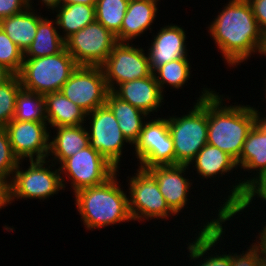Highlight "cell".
Segmentation results:
<instances>
[{"label": "cell", "instance_id": "obj_1", "mask_svg": "<svg viewBox=\"0 0 266 266\" xmlns=\"http://www.w3.org/2000/svg\"><path fill=\"white\" fill-rule=\"evenodd\" d=\"M210 25V33L231 65L248 59L251 52L266 55V36L260 30L247 0H231Z\"/></svg>", "mask_w": 266, "mask_h": 266}, {"label": "cell", "instance_id": "obj_2", "mask_svg": "<svg viewBox=\"0 0 266 266\" xmlns=\"http://www.w3.org/2000/svg\"><path fill=\"white\" fill-rule=\"evenodd\" d=\"M221 103L213 91L207 95V143L237 161L249 131L258 120V111L250 106L222 107Z\"/></svg>", "mask_w": 266, "mask_h": 266}, {"label": "cell", "instance_id": "obj_3", "mask_svg": "<svg viewBox=\"0 0 266 266\" xmlns=\"http://www.w3.org/2000/svg\"><path fill=\"white\" fill-rule=\"evenodd\" d=\"M115 178L116 173L104 184L75 193L76 205L87 229L132 220L128 198Z\"/></svg>", "mask_w": 266, "mask_h": 266}, {"label": "cell", "instance_id": "obj_4", "mask_svg": "<svg viewBox=\"0 0 266 266\" xmlns=\"http://www.w3.org/2000/svg\"><path fill=\"white\" fill-rule=\"evenodd\" d=\"M233 187L235 188L231 190V195L219 209L217 220H212L206 226L204 225L195 242L189 244L187 249L190 251L191 259L203 257L210 248L215 246L214 244L219 241L223 234L221 223L248 207L256 194L266 200V173L260 177L239 182Z\"/></svg>", "mask_w": 266, "mask_h": 266}, {"label": "cell", "instance_id": "obj_5", "mask_svg": "<svg viewBox=\"0 0 266 266\" xmlns=\"http://www.w3.org/2000/svg\"><path fill=\"white\" fill-rule=\"evenodd\" d=\"M24 57L17 74L23 89L46 95L60 91L72 72L78 67L66 48L61 52L40 58Z\"/></svg>", "mask_w": 266, "mask_h": 266}, {"label": "cell", "instance_id": "obj_6", "mask_svg": "<svg viewBox=\"0 0 266 266\" xmlns=\"http://www.w3.org/2000/svg\"><path fill=\"white\" fill-rule=\"evenodd\" d=\"M194 109L181 118H169L168 126L173 138L175 165H189L198 152L207 144L208 89L203 91Z\"/></svg>", "mask_w": 266, "mask_h": 266}, {"label": "cell", "instance_id": "obj_7", "mask_svg": "<svg viewBox=\"0 0 266 266\" xmlns=\"http://www.w3.org/2000/svg\"><path fill=\"white\" fill-rule=\"evenodd\" d=\"M45 163V159L30 160L26 171H20L18 163L14 178L7 185L8 203L15 197L45 199L65 187L60 170L50 171L43 167Z\"/></svg>", "mask_w": 266, "mask_h": 266}, {"label": "cell", "instance_id": "obj_8", "mask_svg": "<svg viewBox=\"0 0 266 266\" xmlns=\"http://www.w3.org/2000/svg\"><path fill=\"white\" fill-rule=\"evenodd\" d=\"M60 91L89 113L106 105L109 89L101 66L78 65Z\"/></svg>", "mask_w": 266, "mask_h": 266}, {"label": "cell", "instance_id": "obj_9", "mask_svg": "<svg viewBox=\"0 0 266 266\" xmlns=\"http://www.w3.org/2000/svg\"><path fill=\"white\" fill-rule=\"evenodd\" d=\"M116 43V36L95 20L68 37L65 48L78 65L101 66Z\"/></svg>", "mask_w": 266, "mask_h": 266}, {"label": "cell", "instance_id": "obj_10", "mask_svg": "<svg viewBox=\"0 0 266 266\" xmlns=\"http://www.w3.org/2000/svg\"><path fill=\"white\" fill-rule=\"evenodd\" d=\"M134 145L140 168L144 170L158 165H175L168 119L158 118L145 123Z\"/></svg>", "mask_w": 266, "mask_h": 266}, {"label": "cell", "instance_id": "obj_11", "mask_svg": "<svg viewBox=\"0 0 266 266\" xmlns=\"http://www.w3.org/2000/svg\"><path fill=\"white\" fill-rule=\"evenodd\" d=\"M61 164L59 170L65 171L69 178L71 177L75 193L84 188L104 184L118 171L90 145L65 159Z\"/></svg>", "mask_w": 266, "mask_h": 266}, {"label": "cell", "instance_id": "obj_12", "mask_svg": "<svg viewBox=\"0 0 266 266\" xmlns=\"http://www.w3.org/2000/svg\"><path fill=\"white\" fill-rule=\"evenodd\" d=\"M106 84L109 91L115 89L114 81L117 85L150 76L151 71L148 55L145 56L144 50L117 42L107 57V60L101 65Z\"/></svg>", "mask_w": 266, "mask_h": 266}, {"label": "cell", "instance_id": "obj_13", "mask_svg": "<svg viewBox=\"0 0 266 266\" xmlns=\"http://www.w3.org/2000/svg\"><path fill=\"white\" fill-rule=\"evenodd\" d=\"M135 177L130 179L129 212L132 220L140 218H167L168 213L176 214L167 204L160 192L155 178L147 171L139 168Z\"/></svg>", "mask_w": 266, "mask_h": 266}, {"label": "cell", "instance_id": "obj_14", "mask_svg": "<svg viewBox=\"0 0 266 266\" xmlns=\"http://www.w3.org/2000/svg\"><path fill=\"white\" fill-rule=\"evenodd\" d=\"M92 115L89 145L98 151L116 169L120 161L124 141L129 142L123 135L114 113L107 106H101L86 115Z\"/></svg>", "mask_w": 266, "mask_h": 266}, {"label": "cell", "instance_id": "obj_15", "mask_svg": "<svg viewBox=\"0 0 266 266\" xmlns=\"http://www.w3.org/2000/svg\"><path fill=\"white\" fill-rule=\"evenodd\" d=\"M46 123L12 120L4 128L14 155L19 161L25 157L44 160L49 153V133Z\"/></svg>", "mask_w": 266, "mask_h": 266}, {"label": "cell", "instance_id": "obj_16", "mask_svg": "<svg viewBox=\"0 0 266 266\" xmlns=\"http://www.w3.org/2000/svg\"><path fill=\"white\" fill-rule=\"evenodd\" d=\"M189 165H158L147 169L155 178L159 189L168 206L177 214L187 202V192L190 188L189 181L182 173Z\"/></svg>", "mask_w": 266, "mask_h": 266}, {"label": "cell", "instance_id": "obj_17", "mask_svg": "<svg viewBox=\"0 0 266 266\" xmlns=\"http://www.w3.org/2000/svg\"><path fill=\"white\" fill-rule=\"evenodd\" d=\"M118 86L119 90L114 89L112 92L147 115L161 106L163 95L153 73L148 77L124 82Z\"/></svg>", "mask_w": 266, "mask_h": 266}, {"label": "cell", "instance_id": "obj_18", "mask_svg": "<svg viewBox=\"0 0 266 266\" xmlns=\"http://www.w3.org/2000/svg\"><path fill=\"white\" fill-rule=\"evenodd\" d=\"M185 32L175 25H168L160 30L149 49L151 71L170 61L186 57Z\"/></svg>", "mask_w": 266, "mask_h": 266}, {"label": "cell", "instance_id": "obj_19", "mask_svg": "<svg viewBox=\"0 0 266 266\" xmlns=\"http://www.w3.org/2000/svg\"><path fill=\"white\" fill-rule=\"evenodd\" d=\"M155 0H129L128 9L122 21L120 33L116 36L117 42L135 39L146 31L153 23L157 7Z\"/></svg>", "mask_w": 266, "mask_h": 266}, {"label": "cell", "instance_id": "obj_20", "mask_svg": "<svg viewBox=\"0 0 266 266\" xmlns=\"http://www.w3.org/2000/svg\"><path fill=\"white\" fill-rule=\"evenodd\" d=\"M44 101L46 119L53 127L78 126L84 123L87 113L61 91L44 95Z\"/></svg>", "mask_w": 266, "mask_h": 266}, {"label": "cell", "instance_id": "obj_21", "mask_svg": "<svg viewBox=\"0 0 266 266\" xmlns=\"http://www.w3.org/2000/svg\"><path fill=\"white\" fill-rule=\"evenodd\" d=\"M244 169H259L258 177L266 173V123L260 120L249 131L236 165Z\"/></svg>", "mask_w": 266, "mask_h": 266}, {"label": "cell", "instance_id": "obj_22", "mask_svg": "<svg viewBox=\"0 0 266 266\" xmlns=\"http://www.w3.org/2000/svg\"><path fill=\"white\" fill-rule=\"evenodd\" d=\"M30 10L32 9L28 7L18 14L0 20V27L23 53L33 42L38 22L42 19L41 16H35Z\"/></svg>", "mask_w": 266, "mask_h": 266}, {"label": "cell", "instance_id": "obj_23", "mask_svg": "<svg viewBox=\"0 0 266 266\" xmlns=\"http://www.w3.org/2000/svg\"><path fill=\"white\" fill-rule=\"evenodd\" d=\"M106 105L114 113L118 125L129 144H134L144 126L143 116H147V114L122 100L112 91L108 92Z\"/></svg>", "mask_w": 266, "mask_h": 266}, {"label": "cell", "instance_id": "obj_24", "mask_svg": "<svg viewBox=\"0 0 266 266\" xmlns=\"http://www.w3.org/2000/svg\"><path fill=\"white\" fill-rule=\"evenodd\" d=\"M57 129V136L49 142V153L54 154L60 163L89 146L88 131L82 125L61 126Z\"/></svg>", "mask_w": 266, "mask_h": 266}, {"label": "cell", "instance_id": "obj_25", "mask_svg": "<svg viewBox=\"0 0 266 266\" xmlns=\"http://www.w3.org/2000/svg\"><path fill=\"white\" fill-rule=\"evenodd\" d=\"M52 23L53 21L44 18L38 22L36 36L24 52V57L40 58L51 56L65 48V40L58 34Z\"/></svg>", "mask_w": 266, "mask_h": 266}, {"label": "cell", "instance_id": "obj_26", "mask_svg": "<svg viewBox=\"0 0 266 266\" xmlns=\"http://www.w3.org/2000/svg\"><path fill=\"white\" fill-rule=\"evenodd\" d=\"M60 9L55 24L66 31L64 40L96 20L95 5L63 4Z\"/></svg>", "mask_w": 266, "mask_h": 266}, {"label": "cell", "instance_id": "obj_27", "mask_svg": "<svg viewBox=\"0 0 266 266\" xmlns=\"http://www.w3.org/2000/svg\"><path fill=\"white\" fill-rule=\"evenodd\" d=\"M195 160V166L202 178H208L217 175L219 172L224 174L236 167V161L227 153L218 147L209 145L208 143L198 152Z\"/></svg>", "mask_w": 266, "mask_h": 266}, {"label": "cell", "instance_id": "obj_28", "mask_svg": "<svg viewBox=\"0 0 266 266\" xmlns=\"http://www.w3.org/2000/svg\"><path fill=\"white\" fill-rule=\"evenodd\" d=\"M13 120L46 123L44 95L20 89Z\"/></svg>", "mask_w": 266, "mask_h": 266}, {"label": "cell", "instance_id": "obj_29", "mask_svg": "<svg viewBox=\"0 0 266 266\" xmlns=\"http://www.w3.org/2000/svg\"><path fill=\"white\" fill-rule=\"evenodd\" d=\"M128 5L129 0H96V21L117 36L120 33Z\"/></svg>", "mask_w": 266, "mask_h": 266}, {"label": "cell", "instance_id": "obj_30", "mask_svg": "<svg viewBox=\"0 0 266 266\" xmlns=\"http://www.w3.org/2000/svg\"><path fill=\"white\" fill-rule=\"evenodd\" d=\"M188 62L187 57L179 58L161 65L154 70L153 74L161 92L165 83H168L169 85H172L173 88L175 87L177 89L185 84L190 75V66ZM155 72L160 76H156Z\"/></svg>", "mask_w": 266, "mask_h": 266}, {"label": "cell", "instance_id": "obj_31", "mask_svg": "<svg viewBox=\"0 0 266 266\" xmlns=\"http://www.w3.org/2000/svg\"><path fill=\"white\" fill-rule=\"evenodd\" d=\"M22 88L18 75L0 84V127H5L15 115L17 94Z\"/></svg>", "mask_w": 266, "mask_h": 266}, {"label": "cell", "instance_id": "obj_32", "mask_svg": "<svg viewBox=\"0 0 266 266\" xmlns=\"http://www.w3.org/2000/svg\"><path fill=\"white\" fill-rule=\"evenodd\" d=\"M23 61V51L12 42L0 27V64L5 65L17 75L21 70Z\"/></svg>", "mask_w": 266, "mask_h": 266}, {"label": "cell", "instance_id": "obj_33", "mask_svg": "<svg viewBox=\"0 0 266 266\" xmlns=\"http://www.w3.org/2000/svg\"><path fill=\"white\" fill-rule=\"evenodd\" d=\"M19 162L12 151L5 128L0 127V180L6 185L9 183L6 178L13 174Z\"/></svg>", "mask_w": 266, "mask_h": 266}, {"label": "cell", "instance_id": "obj_34", "mask_svg": "<svg viewBox=\"0 0 266 266\" xmlns=\"http://www.w3.org/2000/svg\"><path fill=\"white\" fill-rule=\"evenodd\" d=\"M260 258L261 254L258 248L254 245L245 254L231 255V266H257Z\"/></svg>", "mask_w": 266, "mask_h": 266}, {"label": "cell", "instance_id": "obj_35", "mask_svg": "<svg viewBox=\"0 0 266 266\" xmlns=\"http://www.w3.org/2000/svg\"><path fill=\"white\" fill-rule=\"evenodd\" d=\"M28 8L26 0H0V20Z\"/></svg>", "mask_w": 266, "mask_h": 266}, {"label": "cell", "instance_id": "obj_36", "mask_svg": "<svg viewBox=\"0 0 266 266\" xmlns=\"http://www.w3.org/2000/svg\"><path fill=\"white\" fill-rule=\"evenodd\" d=\"M253 10L260 30L266 36V0H247Z\"/></svg>", "mask_w": 266, "mask_h": 266}, {"label": "cell", "instance_id": "obj_37", "mask_svg": "<svg viewBox=\"0 0 266 266\" xmlns=\"http://www.w3.org/2000/svg\"><path fill=\"white\" fill-rule=\"evenodd\" d=\"M199 266H231V255L208 257V259H205Z\"/></svg>", "mask_w": 266, "mask_h": 266}, {"label": "cell", "instance_id": "obj_38", "mask_svg": "<svg viewBox=\"0 0 266 266\" xmlns=\"http://www.w3.org/2000/svg\"><path fill=\"white\" fill-rule=\"evenodd\" d=\"M260 243L254 245L258 248L261 257L266 260V226L263 228L262 232H260ZM264 256V257H263Z\"/></svg>", "mask_w": 266, "mask_h": 266}, {"label": "cell", "instance_id": "obj_39", "mask_svg": "<svg viewBox=\"0 0 266 266\" xmlns=\"http://www.w3.org/2000/svg\"><path fill=\"white\" fill-rule=\"evenodd\" d=\"M15 74L5 65L0 64V84L5 83L11 79Z\"/></svg>", "mask_w": 266, "mask_h": 266}, {"label": "cell", "instance_id": "obj_40", "mask_svg": "<svg viewBox=\"0 0 266 266\" xmlns=\"http://www.w3.org/2000/svg\"><path fill=\"white\" fill-rule=\"evenodd\" d=\"M8 204L7 202V185L0 180V209Z\"/></svg>", "mask_w": 266, "mask_h": 266}, {"label": "cell", "instance_id": "obj_41", "mask_svg": "<svg viewBox=\"0 0 266 266\" xmlns=\"http://www.w3.org/2000/svg\"><path fill=\"white\" fill-rule=\"evenodd\" d=\"M44 3H45V5H47L48 6V9L51 7L52 9L54 8H56L57 6L58 7H60L61 6V0H42ZM26 2H27V6L29 7V8H31L32 6H30L31 4L29 3L30 2V0H26ZM60 5V6H59Z\"/></svg>", "mask_w": 266, "mask_h": 266}, {"label": "cell", "instance_id": "obj_42", "mask_svg": "<svg viewBox=\"0 0 266 266\" xmlns=\"http://www.w3.org/2000/svg\"><path fill=\"white\" fill-rule=\"evenodd\" d=\"M62 4H84V5H95L96 0H61Z\"/></svg>", "mask_w": 266, "mask_h": 266}, {"label": "cell", "instance_id": "obj_43", "mask_svg": "<svg viewBox=\"0 0 266 266\" xmlns=\"http://www.w3.org/2000/svg\"><path fill=\"white\" fill-rule=\"evenodd\" d=\"M257 266H266V260L261 257L258 260V265Z\"/></svg>", "mask_w": 266, "mask_h": 266}, {"label": "cell", "instance_id": "obj_44", "mask_svg": "<svg viewBox=\"0 0 266 266\" xmlns=\"http://www.w3.org/2000/svg\"><path fill=\"white\" fill-rule=\"evenodd\" d=\"M258 120L262 121V122H265L266 123V117L265 118H262L260 119V117L258 116Z\"/></svg>", "mask_w": 266, "mask_h": 266}]
</instances>
